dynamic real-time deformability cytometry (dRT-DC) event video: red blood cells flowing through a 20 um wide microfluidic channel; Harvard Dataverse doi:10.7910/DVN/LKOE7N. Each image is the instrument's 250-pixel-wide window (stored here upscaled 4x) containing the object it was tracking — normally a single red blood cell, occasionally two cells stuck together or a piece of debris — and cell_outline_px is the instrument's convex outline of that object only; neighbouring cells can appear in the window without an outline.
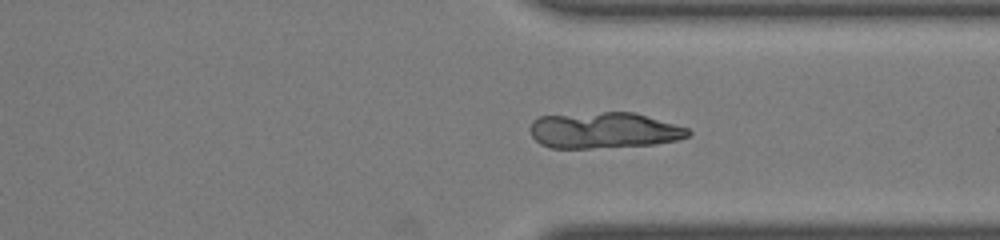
{"species": "common noctule bat (a hibernating species)", "species_latin": "Nyctalus noctula", "temperature_condition": "room temperature", "stored_images_in_passage": 39, "camera_frame_rate_fps": 3000, "um_per_image_px": 0.085, "animal": {"sex": "male", "body_mass_g": 19.0, "forearm_length_mm": 50.8}, "frame": {"image": 1, "passage_image": 27, "time_ms": 8.667, "image_size_px": [1000, 240], "cell_outline_px": [[692, 132], [688, 136], [676, 140], [656, 144], [588, 148], [552, 148], [540, 144], [532, 136], [532, 120], [540, 116], [604, 112], [632, 112], [688, 128]], "centroid_in_image_um": [51.33, 11.08], "position_along_channel_um": 360.1, "area_um2": 32.83}}
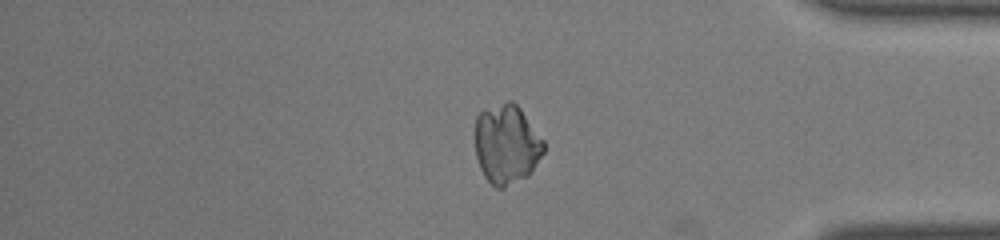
{"frame": {"image": 2, "passage_image": 31, "time_ms": 10.0, "image_size_px": [1000, 240], "cell_outline_px": [[544, 152], [528, 176], [504, 188], [496, 188], [484, 176], [480, 168], [476, 156], [476, 116], [480, 112], [508, 100], [512, 100], [520, 108], [544, 140]], "centroid_in_image_um": [43.07, 12.27], "position_along_channel_um": 392.1, "area_um2": 31.67}}